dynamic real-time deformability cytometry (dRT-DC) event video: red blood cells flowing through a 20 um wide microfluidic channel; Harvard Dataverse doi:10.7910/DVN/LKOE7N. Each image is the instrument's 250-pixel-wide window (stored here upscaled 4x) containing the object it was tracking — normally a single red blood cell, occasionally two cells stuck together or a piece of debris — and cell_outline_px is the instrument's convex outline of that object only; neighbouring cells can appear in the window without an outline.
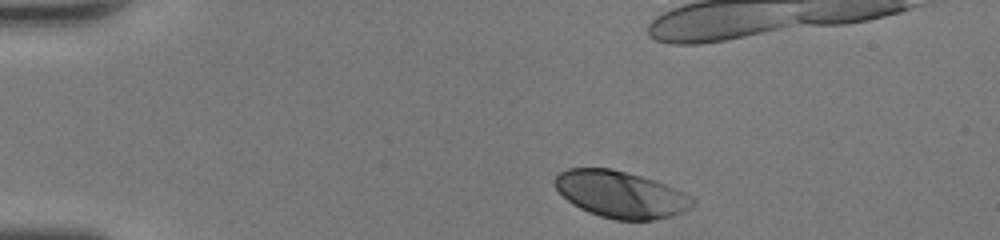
{"species": "human", "species_latin": "Homo sapiens", "temperature_condition": "room temperature", "stored_images_in_passage": 34, "camera_frame_rate_fps": 3000, "um_per_image_px": 0.085, "donor": {"sex": "female"}, "frame": {"image": 1, "passage_image": 2, "time_ms": 0.333, "image_size_px": [1000, 240], "cell_outline_px": [[696, 204], [692, 208], [668, 216], [652, 220], [616, 220], [600, 216], [588, 212], [572, 204], [556, 188], [552, 180], [560, 172], [568, 168], [608, 168], [640, 176], [664, 184], [692, 196], [696, 200]], "centroid_in_image_um": [52.75, 16.53], "position_along_channel_um": 32.3, "area_um2": 37.22}}
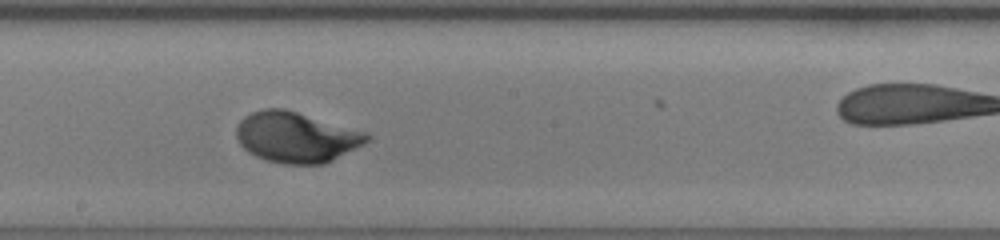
{"frame": {"image": 2, "passage_image": 20, "time_ms": 6.333, "image_size_px": [1000, 240], "cell_outline_px": [[372, 136], [364, 144], [324, 164], [284, 164], [268, 160], [256, 156], [248, 152], [240, 144], [236, 136], [236, 128], [240, 120], [244, 116], [252, 112], [264, 108], [284, 108], [368, 132]], "centroid_in_image_um": [25.18, 11.65], "position_along_channel_um": 223.0, "area_um2": 38.49}}
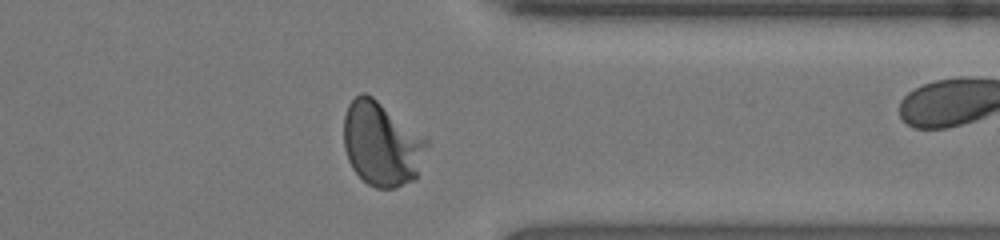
{"frame": {"image": 3, "passage_image": 31, "time_ms": 10.0, "image_size_px": [1000, 240], "cell_outline_px": [[428, 144], [416, 180], [396, 188], [376, 188], [368, 184], [352, 168], [348, 160], [344, 148], [344, 116], [348, 104], [360, 92], [364, 92], [372, 96], [428, 140]], "centroid_in_image_um": [32.43, 12.25], "position_along_channel_um": 379.0, "area_um2": 40.58}, "authors_computed_cell_mechanics": {"area_um2": 37.3099, "velocity_mm_per_s": 4.3298, "shape_relaxation_time_tau1_ms": 2.3795, "shape_relaxation_time_tau2_ms": null, "deformation_change_tau1": 0.1682, "deformation_change_tau2": null}}